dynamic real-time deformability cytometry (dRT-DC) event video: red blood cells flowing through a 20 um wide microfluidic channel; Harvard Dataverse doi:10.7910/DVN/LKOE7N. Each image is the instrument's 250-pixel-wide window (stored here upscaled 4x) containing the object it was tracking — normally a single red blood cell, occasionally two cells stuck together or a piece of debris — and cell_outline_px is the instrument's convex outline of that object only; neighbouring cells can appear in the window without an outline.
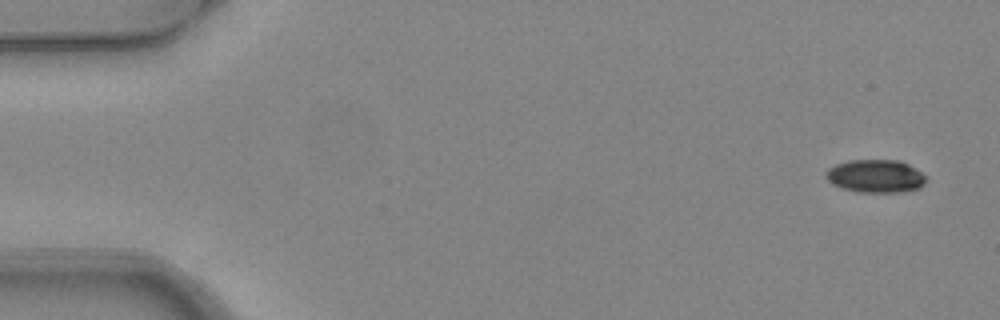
{"species": "common noctule bat (a hibernating species)", "species_latin": "Nyctalus noctula", "temperature_condition": "warm", "stored_images_in_passage": 5, "camera_frame_rate_fps": 3000, "um_per_image_px": 0.085, "animal": {"sex": "female", "body_mass_g": 24.6, "forearm_length_mm": 56.2}, "frame": {"image": 1, "passage_image": 1, "time_ms": 0.0, "image_size_px": [1000, 320], "cell_outline_px": [[928, 180], [920, 188], [900, 192], [856, 192], [840, 188], [832, 184], [824, 176], [824, 172], [828, 168], [836, 164], [848, 160], [900, 160], [924, 172]], "centroid_in_image_um": [74.43, 14.97], "position_along_channel_um": 10.6, "area_um2": 19.71}}